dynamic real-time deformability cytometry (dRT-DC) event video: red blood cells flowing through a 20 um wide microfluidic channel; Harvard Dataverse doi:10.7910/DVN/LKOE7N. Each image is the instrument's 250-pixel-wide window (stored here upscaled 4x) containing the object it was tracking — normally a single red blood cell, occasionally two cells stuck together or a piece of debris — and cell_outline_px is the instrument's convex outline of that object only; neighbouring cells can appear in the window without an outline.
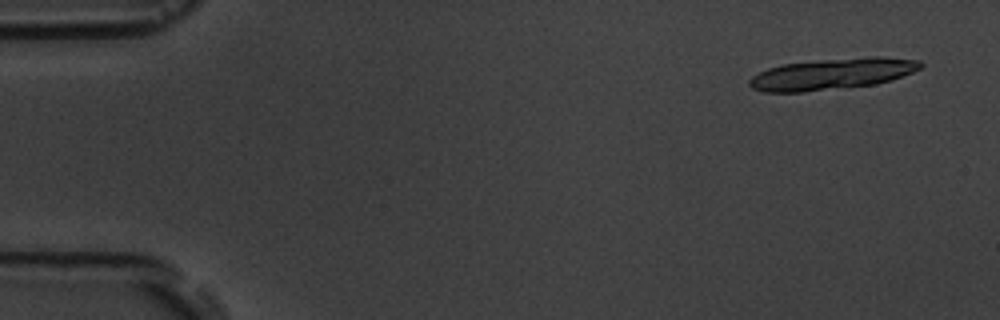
{"species": "common noctule bat (a hibernating species)", "species_latin": "Nyctalus noctula", "temperature_condition": "room temperature", "stored_images_in_passage": 6, "segment_of_instrument_passage": [1, 2], "camera_frame_rate_fps": 3000, "um_per_image_px": 0.085, "animal": {"sex": "male", "body_mass_g": 19.5, "forearm_length_mm": 54.6}, "frame": {"image": 1, "passage_image": 1, "time_ms": 0.0, "image_size_px": [1000, 320], "cell_outline_px": [[924, 64], [920, 68], [912, 72], [892, 80], [876, 84], [804, 92], [764, 92], [752, 88], [748, 84], [748, 80], [752, 76], [768, 68], [784, 64], [824, 60], [872, 56], [880, 56], [920, 60]], "centroid_in_image_um": [70.75, 6.29], "position_along_channel_um": 14.3, "area_um2": 31.04}}